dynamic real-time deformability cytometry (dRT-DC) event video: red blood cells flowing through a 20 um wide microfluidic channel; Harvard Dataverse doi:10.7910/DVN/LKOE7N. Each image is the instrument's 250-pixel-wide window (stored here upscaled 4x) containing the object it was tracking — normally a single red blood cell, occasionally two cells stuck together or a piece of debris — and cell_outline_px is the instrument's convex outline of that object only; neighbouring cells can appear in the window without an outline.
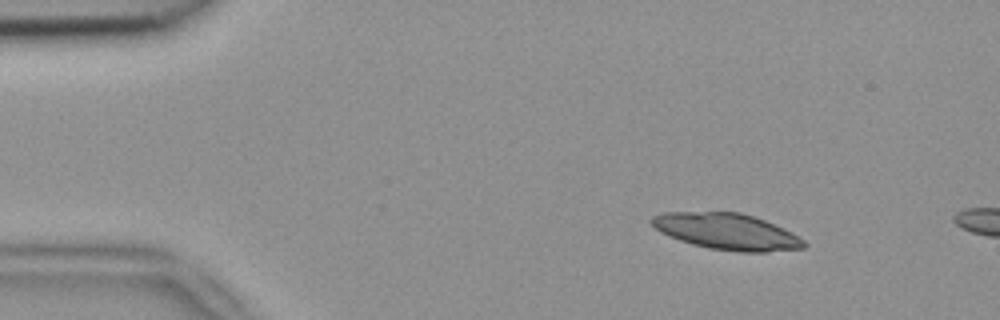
{"species": "common noctule bat (a hibernating species)", "species_latin": "Nyctalus noctula", "temperature_condition": "room temperature", "stored_images_in_passage": 3, "camera_frame_rate_fps": 3000, "um_per_image_px": 0.085, "animal": {"sex": "female", "body_mass_g": 18.4}, "frame": {"image": 1, "passage_image": 2, "time_ms": 0.333, "image_size_px": [1000, 320], "cell_outline_px": [[808, 244], [804, 248], [768, 252], [740, 252], [708, 248], [692, 244], [680, 240], [660, 232], [648, 220], [652, 216], [664, 212], [740, 212], [764, 220], [784, 228], [792, 232], [804, 240]], "centroid_in_image_um": [61.79, 19.68], "position_along_channel_um": 23.2, "area_um2": 32.19}}